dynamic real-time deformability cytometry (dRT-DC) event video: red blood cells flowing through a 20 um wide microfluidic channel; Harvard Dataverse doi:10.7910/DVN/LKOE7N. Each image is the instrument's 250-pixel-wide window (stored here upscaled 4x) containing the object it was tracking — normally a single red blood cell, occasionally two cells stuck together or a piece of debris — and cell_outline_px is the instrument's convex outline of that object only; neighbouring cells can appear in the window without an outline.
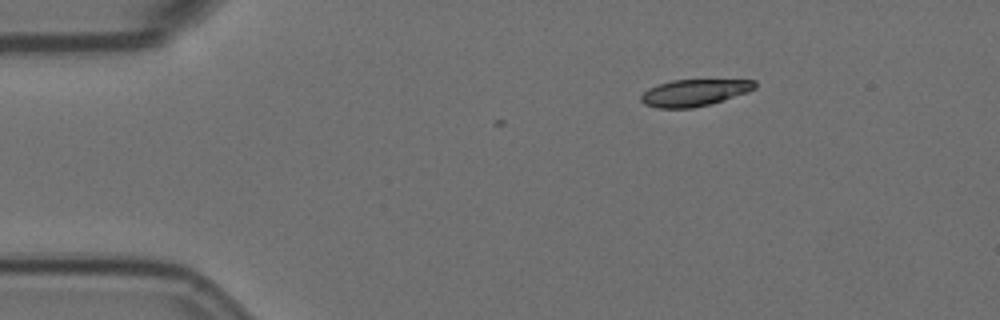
{"species": "Egyptian fruit bat (a non-hibernating species)", "species_latin": "Rousettus aegyptiacus", "temperature_condition": "room temperature", "stored_images_in_passage": 6, "camera_frame_rate_fps": 3000, "um_per_image_px": 0.085, "animal": {"sex": "female"}, "frame": {"image": 1, "passage_image": 1, "time_ms": 0.0, "image_size_px": [1000, 320], "cell_outline_px": [[756, 88], [748, 92], [724, 100], [692, 108], [656, 108], [644, 104], [640, 100], [640, 96], [648, 88], [672, 80], [756, 80]], "centroid_in_image_um": [59.01, 7.88], "position_along_channel_um": 26.0, "area_um2": 17.69}}